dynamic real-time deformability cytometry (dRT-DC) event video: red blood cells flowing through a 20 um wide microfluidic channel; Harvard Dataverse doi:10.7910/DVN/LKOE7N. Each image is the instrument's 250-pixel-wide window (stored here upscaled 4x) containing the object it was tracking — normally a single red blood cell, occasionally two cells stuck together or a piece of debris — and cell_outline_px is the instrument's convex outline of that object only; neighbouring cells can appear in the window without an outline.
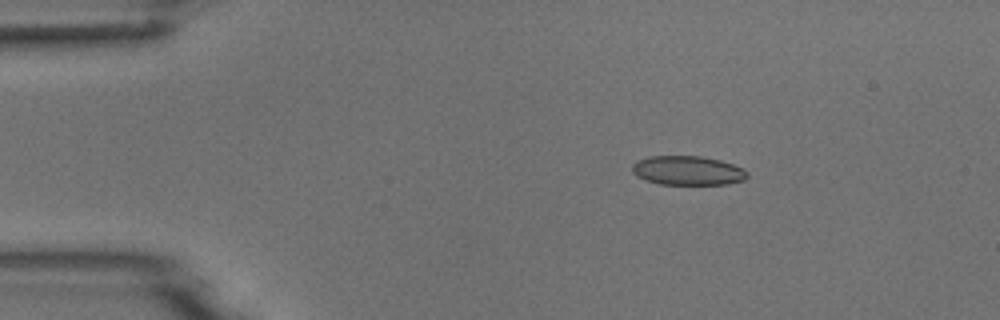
{"species": "common noctule bat (a hibernating species)", "species_latin": "Nyctalus noctula", "temperature_condition": "room temperature", "stored_images_in_passage": 5, "camera_frame_rate_fps": 3000, "um_per_image_px": 0.085, "animal": {"sex": "male", "body_mass_g": 18.8}, "frame": {"image": 1, "passage_image": 3, "time_ms": 2.333, "image_size_px": [1000, 320], "cell_outline_px": [[748, 176], [744, 180], [728, 184], [660, 184], [644, 180], [636, 176], [632, 172], [632, 164], [636, 160], [648, 156], [700, 156], [720, 160], [744, 168], [748, 172]], "centroid_in_image_um": [58.44, 14.49], "position_along_channel_um": 26.6, "area_um2": 19.77}}
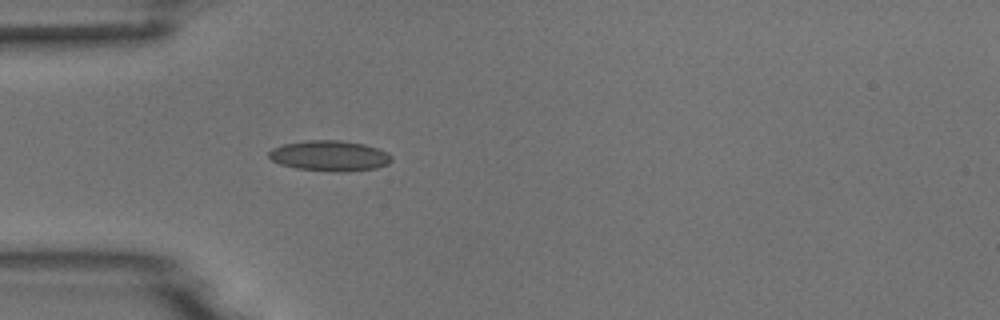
{"frame": {"image": 2, "passage_image": 5, "time_ms": 4.667, "image_size_px": [1000, 320], "cell_outline_px": [[392, 160], [388, 164], [376, 168], [344, 172], [332, 172], [296, 168], [280, 164], [272, 160], [268, 156], [268, 152], [272, 148], [284, 144], [308, 140], [340, 140], [364, 144], [388, 152], [392, 156]], "centroid_in_image_um": [28.03, 13.25], "position_along_channel_um": 57.0, "area_um2": 21.91}}